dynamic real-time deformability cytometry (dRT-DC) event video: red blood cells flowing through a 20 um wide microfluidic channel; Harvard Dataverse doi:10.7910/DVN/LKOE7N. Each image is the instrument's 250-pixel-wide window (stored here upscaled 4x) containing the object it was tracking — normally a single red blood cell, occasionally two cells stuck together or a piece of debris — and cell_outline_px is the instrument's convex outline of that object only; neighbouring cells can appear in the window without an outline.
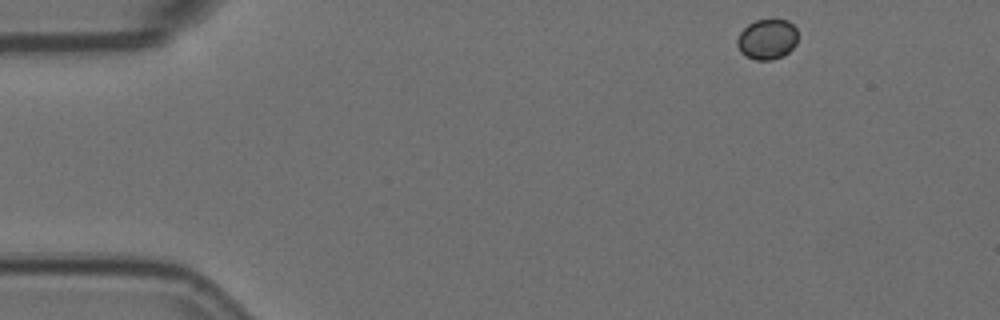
{"species": "Egyptian fruit bat (a non-hibernating species)", "species_latin": "Rousettus aegyptiacus", "temperature_condition": "room temperature", "stored_images_in_passage": 3, "camera_frame_rate_fps": 3000, "um_per_image_px": 0.085, "animal": {"sex": "female"}, "frame": {"image": 1, "passage_image": 1, "time_ms": 0.0, "image_size_px": [1000, 320], "cell_outline_px": [[796, 44], [784, 56], [772, 60], [756, 60], [744, 56], [740, 52], [736, 44], [736, 40], [740, 32], [748, 24], [756, 20], [788, 20], [796, 28]], "centroid_in_image_um": [65.18, 3.35], "position_along_channel_um": 19.8, "area_um2": 14.33}}
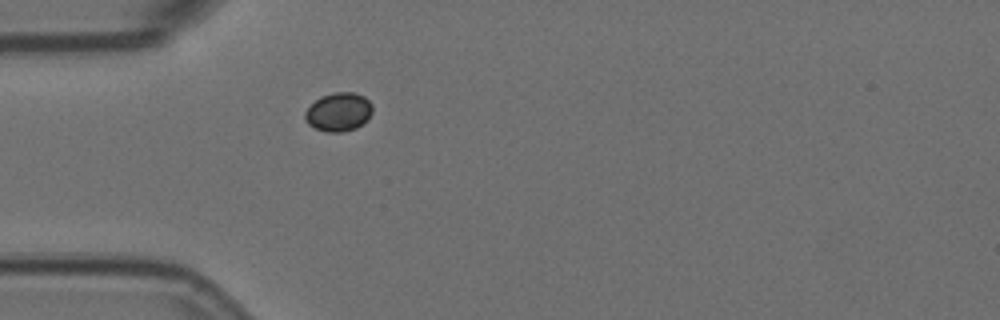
{"frame": {"image": 2, "passage_image": 3, "time_ms": 0.667, "image_size_px": [1000, 320], "cell_outline_px": [[372, 112], [368, 120], [356, 128], [340, 132], [328, 132], [316, 128], [308, 124], [304, 120], [304, 112], [320, 96], [332, 92], [352, 92], [364, 96], [372, 104]], "centroid_in_image_um": [28.78, 9.51], "position_along_channel_um": 56.2, "area_um2": 15.26}}